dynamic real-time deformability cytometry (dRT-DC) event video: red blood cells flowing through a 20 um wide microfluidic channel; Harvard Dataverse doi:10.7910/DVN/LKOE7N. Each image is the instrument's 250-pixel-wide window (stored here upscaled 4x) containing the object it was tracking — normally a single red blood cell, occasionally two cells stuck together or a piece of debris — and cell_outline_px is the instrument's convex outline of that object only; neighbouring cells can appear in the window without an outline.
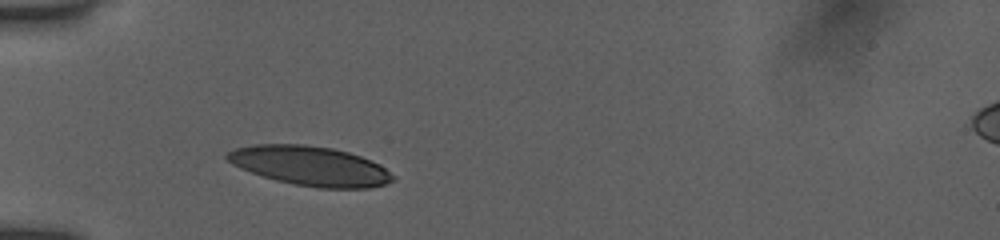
{"species": "human", "species_latin": "Homo sapiens", "temperature_condition": "room temperature", "stored_images_in_passage": 30, "camera_frame_rate_fps": 3000, "um_per_image_px": 0.085, "donor": {"sex": "female"}, "frame": {"image": 1, "passage_image": 1, "time_ms": 0.0, "image_size_px": [1000, 240], "cell_outline_px": [[396, 180], [384, 184], [368, 188], [316, 188], [276, 180], [240, 168], [232, 164], [224, 156], [228, 152], [236, 148], [252, 144], [304, 144], [332, 148], [348, 152], [372, 160], [380, 164], [396, 176]], "centroid_in_image_um": [26.4, 14.1], "position_along_channel_um": 58.6, "area_um2": 38.15}}
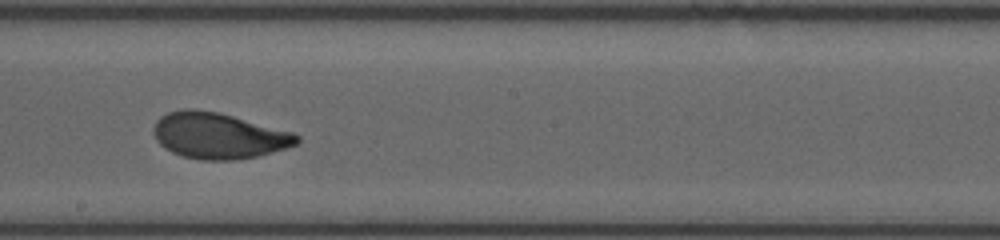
{"frame": {"image": 2, "passage_image": 15, "time_ms": 4.667, "image_size_px": [1000, 240], "cell_outline_px": [[300, 140], [296, 144], [284, 148], [256, 156], [236, 160], [200, 160], [184, 156], [172, 152], [164, 148], [156, 140], [152, 132], [152, 128], [156, 120], [160, 116], [168, 112], [184, 108], [192, 108], [216, 112], [232, 116], [292, 132], [300, 136]], "centroid_in_image_um": [18.51, 11.53], "position_along_channel_um": 229.7, "area_um2": 38.21}}
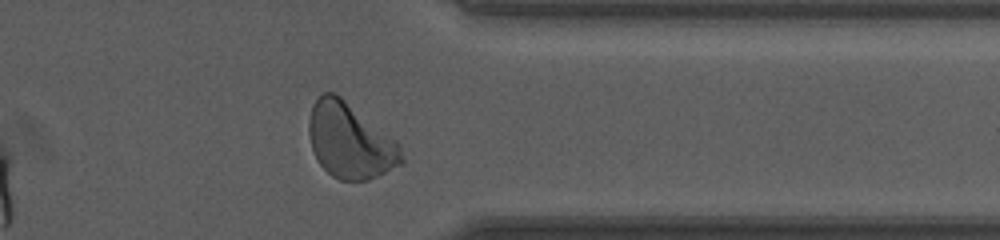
{"frame": {"image": 3, "passage_image": 27, "time_ms": 8.667, "image_size_px": [1000, 240], "cell_outline_px": [[404, 164], [368, 180], [340, 180], [332, 176], [316, 160], [312, 148], [308, 132], [308, 120], [312, 104], [324, 92], [336, 92], [396, 140], [400, 144], [404, 160]], "centroid_in_image_um": [29.76, 11.97], "position_along_channel_um": 381.6, "area_um2": 40.86}, "authors_computed_cell_mechanics": {"area_um2": 38.437, "velocity_mm_per_s": 3.8978, "shape_relaxation_time_tau1_ms": 3.2712, "shape_relaxation_time_tau2_ms": 0.8991, "deformation_change_tau1": 0.1479, "deformation_change_tau2": 0.0625}}